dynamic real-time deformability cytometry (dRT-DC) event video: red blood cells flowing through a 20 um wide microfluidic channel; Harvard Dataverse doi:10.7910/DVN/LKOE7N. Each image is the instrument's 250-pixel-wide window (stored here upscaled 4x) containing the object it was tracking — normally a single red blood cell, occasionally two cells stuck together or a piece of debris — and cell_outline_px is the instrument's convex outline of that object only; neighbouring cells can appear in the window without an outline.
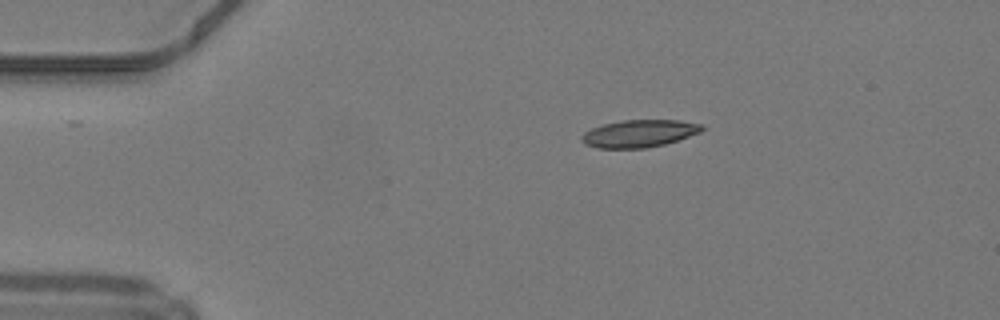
{"species": "common noctule bat (a hibernating species)", "species_latin": "Nyctalus noctula", "temperature_condition": "warm", "stored_images_in_passage": 40, "camera_frame_rate_fps": 3000, "um_per_image_px": 0.085, "animal": {"sex": "male", "body_mass_g": 19.2, "forearm_length_mm": 51.8}, "frame": {"image": 1, "passage_image": 1, "time_ms": 0.0, "image_size_px": [1000, 320], "cell_outline_px": [[704, 128], [700, 132], [664, 144], [644, 148], [600, 148], [584, 144], [580, 140], [580, 136], [584, 132], [592, 128], [604, 124], [624, 120], [680, 120], [704, 124]], "centroid_in_image_um": [54.32, 11.34], "position_along_channel_um": 30.7, "area_um2": 19.13}}
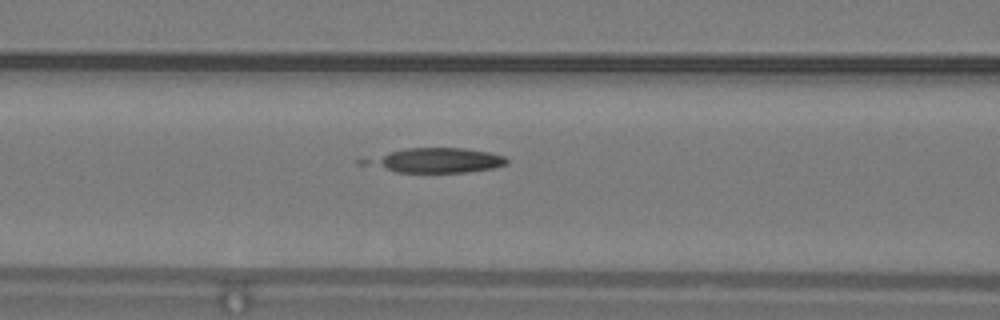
{"frame": {"image": 2, "passage_image": 12, "time_ms": 3.667, "image_size_px": [1000, 320], "cell_outline_px": [[508, 164], [492, 168], [468, 172], [396, 172], [380, 164], [376, 160], [388, 152], [408, 148], [464, 148], [488, 152], [504, 156], [508, 160]], "centroid_in_image_um": [37.46, 13.62], "position_along_channel_um": 129.1, "area_um2": 18.79}}
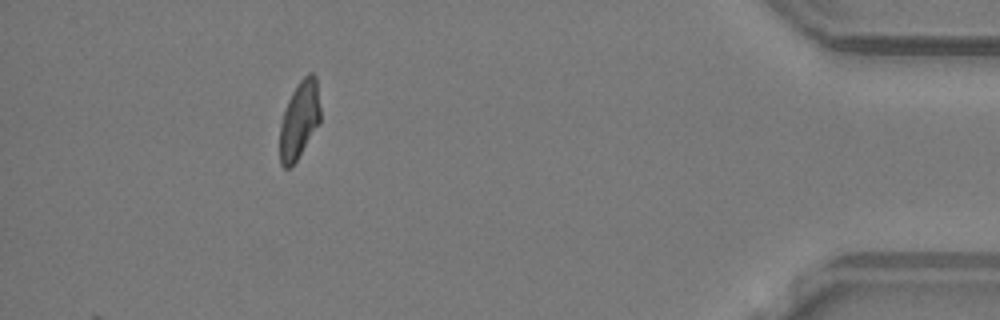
{"frame": {"image": 3, "passage_image": 36, "time_ms": 11.667, "image_size_px": [1000, 320], "cell_outline_px": [[320, 120], [296, 160], [288, 168], [284, 168], [280, 164], [280, 124], [288, 100], [292, 92], [300, 80], [308, 72], [312, 72], [316, 76], [320, 108]], "centroid_in_image_um": [25.44, 10.14], "position_along_channel_um": 409.8, "area_um2": 17.92}}